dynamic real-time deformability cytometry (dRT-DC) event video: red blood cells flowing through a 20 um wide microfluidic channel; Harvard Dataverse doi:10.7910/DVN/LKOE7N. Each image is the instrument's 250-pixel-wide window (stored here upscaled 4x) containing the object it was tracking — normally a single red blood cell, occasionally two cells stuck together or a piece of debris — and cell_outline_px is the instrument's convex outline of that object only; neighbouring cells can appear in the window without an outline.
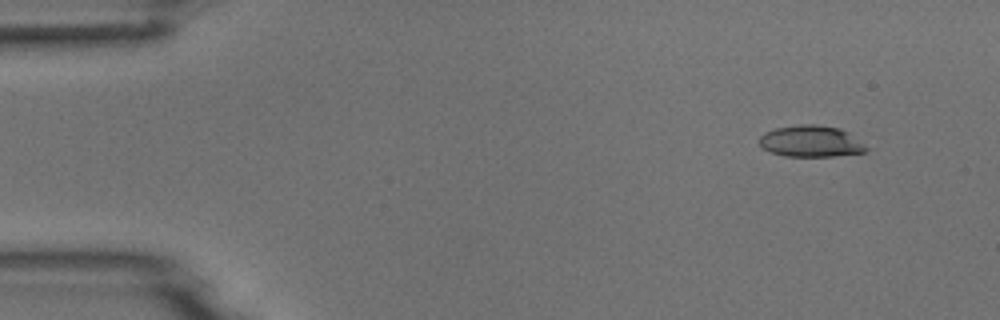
{"species": "common noctule bat (a hibernating species)", "species_latin": "Nyctalus noctula", "temperature_condition": "room temperature", "stored_images_in_passage": 4, "camera_frame_rate_fps": 3000, "um_per_image_px": 0.085, "animal": {"sex": "male", "body_mass_g": 18.8}, "frame": {"image": 1, "passage_image": 2, "time_ms": 0.333, "image_size_px": [1000, 320], "cell_outline_px": [[868, 148], [864, 152], [832, 156], [784, 156], [772, 152], [764, 148], [760, 144], [760, 136], [764, 132], [776, 128], [800, 124], [816, 124], [840, 128], [848, 132], [864, 144]], "centroid_in_image_um": [68.93, 12.0], "position_along_channel_um": 16.1, "area_um2": 19.42}}
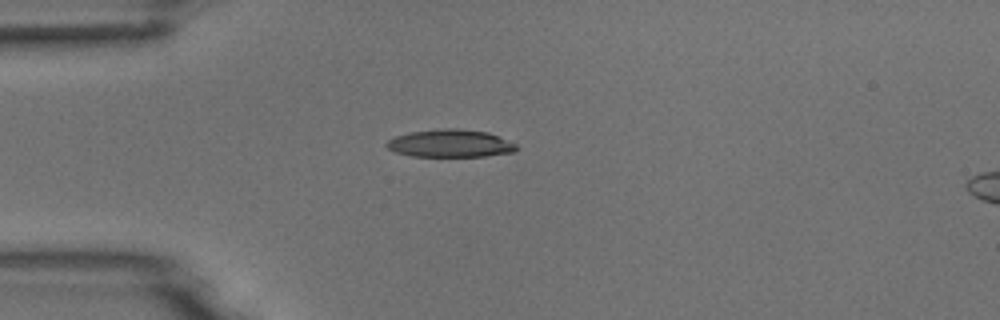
{"frame": {"image": 2, "passage_image": 4, "time_ms": 1.0, "image_size_px": [1000, 320], "cell_outline_px": [[520, 148], [516, 152], [484, 156], [412, 156], [396, 152], [388, 148], [384, 144], [388, 140], [396, 136], [408, 132], [440, 128], [456, 128], [488, 132], [516, 144]], "centroid_in_image_um": [38.28, 12.18], "position_along_channel_um": 46.7, "area_um2": 21.04}}